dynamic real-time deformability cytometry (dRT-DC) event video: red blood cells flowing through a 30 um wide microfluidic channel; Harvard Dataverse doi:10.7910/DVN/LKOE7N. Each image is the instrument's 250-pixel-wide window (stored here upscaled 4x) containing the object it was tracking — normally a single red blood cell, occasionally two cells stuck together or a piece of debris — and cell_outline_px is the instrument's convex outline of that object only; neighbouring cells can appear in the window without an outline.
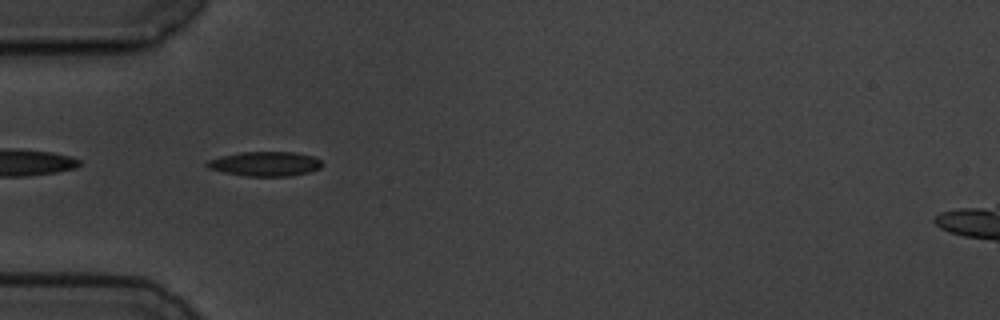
{"species": "common noctule bat (a hibernating species)", "species_latin": "Nyctalus noctula", "temperature_condition": "cold", "stored_images_in_passage": 6, "segment_of_instrument_passage": [2, 2], "camera_frame_rate_fps": 3000, "um_per_image_px": 0.085, "animal": {"sex": "male", "body_mass_g": 19.5, "forearm_length_mm": 54.6}, "frame": {"image": 1, "passage_image": 5, "time_ms": 5.667, "image_size_px": [1000, 320], "cell_outline_px": [[324, 164], [320, 168], [308, 172], [292, 176], [248, 176], [224, 172], [208, 168], [204, 164], [208, 160], [220, 156], [240, 152], [296, 152], [312, 156], [320, 160]], "centroid_in_image_um": [22.54, 13.92], "position_along_channel_um": 62.5, "area_um2": 16.47}}